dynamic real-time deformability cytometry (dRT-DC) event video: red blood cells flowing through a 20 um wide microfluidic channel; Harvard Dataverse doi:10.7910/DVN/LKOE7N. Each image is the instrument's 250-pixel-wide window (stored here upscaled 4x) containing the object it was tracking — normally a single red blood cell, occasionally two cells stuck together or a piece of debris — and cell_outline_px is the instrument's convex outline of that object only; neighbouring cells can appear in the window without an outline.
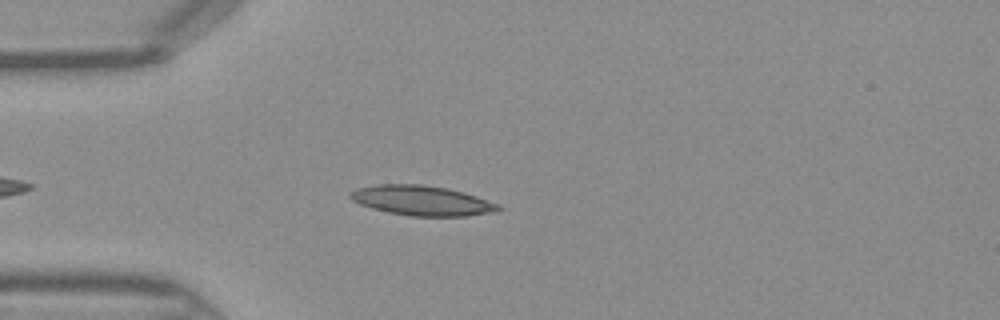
{"species": "Egyptian fruit bat (a non-hibernating species)", "species_latin": "Rousettus aegyptiacus", "temperature_condition": "warm", "stored_images_in_passage": 35, "camera_frame_rate_fps": 3000, "um_per_image_px": 0.085, "frame": {"image": 1, "passage_image": 5, "time_ms": 1.333, "image_size_px": [1000, 320], "cell_outline_px": [[504, 208], [496, 212], [464, 216], [412, 216], [388, 212], [372, 208], [360, 204], [352, 200], [348, 196], [348, 192], [356, 188], [376, 184], [420, 184], [448, 188], [464, 192], [500, 204]], "centroid_in_image_um": [35.86, 17.04], "position_along_channel_um": 49.1, "area_um2": 26.01}}
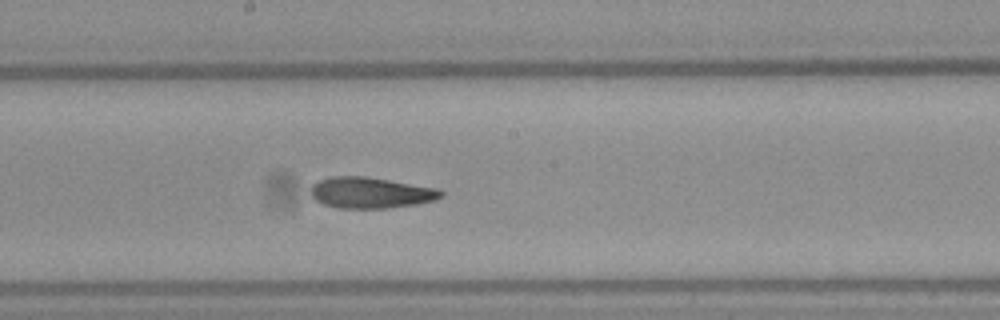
{"frame": {"image": 2, "passage_image": 17, "time_ms": 5.333, "image_size_px": [1000, 320], "cell_outline_px": [[444, 196], [436, 200], [416, 204], [388, 208], [340, 208], [324, 204], [316, 200], [312, 196], [312, 184], [320, 180], [332, 176], [368, 176], [440, 188], [444, 192]], "centroid_in_image_um": [31.58, 16.37], "position_along_channel_um": 216.6, "area_um2": 23.76}}
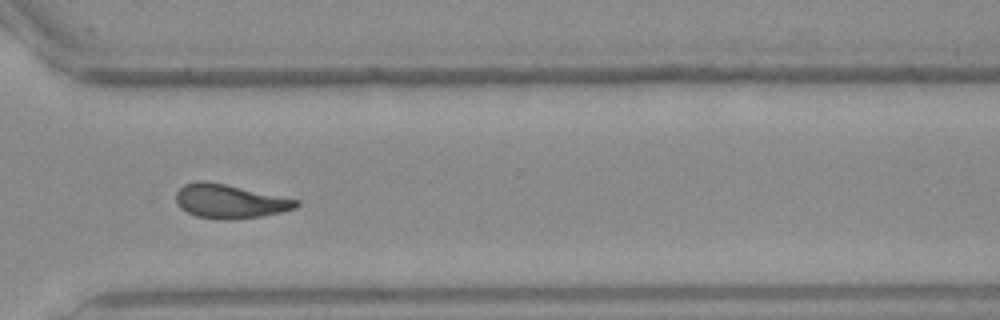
{"frame": {"image": 3, "passage_image": 26, "time_ms": 8.333, "image_size_px": [1000, 320], "cell_outline_px": [[300, 204], [296, 208], [280, 212], [260, 216], [220, 220], [196, 216], [180, 208], [176, 204], [176, 192], [184, 184], [196, 180], [204, 180], [224, 184], [300, 200]], "centroid_in_image_um": [19.49, 17.1], "position_along_channel_um": 351.1, "area_um2": 23.64}}